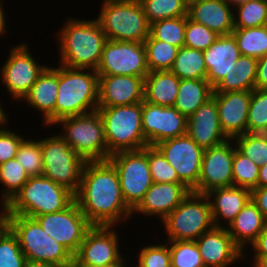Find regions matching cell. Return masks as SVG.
<instances>
[{
    "label": "cell",
    "mask_w": 267,
    "mask_h": 267,
    "mask_svg": "<svg viewBox=\"0 0 267 267\" xmlns=\"http://www.w3.org/2000/svg\"><path fill=\"white\" fill-rule=\"evenodd\" d=\"M74 196L92 226L118 228L121 223L132 222V210L123 200L116 168L108 160L86 161Z\"/></svg>",
    "instance_id": "6da1fadb"
},
{
    "label": "cell",
    "mask_w": 267,
    "mask_h": 267,
    "mask_svg": "<svg viewBox=\"0 0 267 267\" xmlns=\"http://www.w3.org/2000/svg\"><path fill=\"white\" fill-rule=\"evenodd\" d=\"M67 17L54 34L59 51V64L69 68L97 70L107 41L96 19Z\"/></svg>",
    "instance_id": "7a4b0ae2"
},
{
    "label": "cell",
    "mask_w": 267,
    "mask_h": 267,
    "mask_svg": "<svg viewBox=\"0 0 267 267\" xmlns=\"http://www.w3.org/2000/svg\"><path fill=\"white\" fill-rule=\"evenodd\" d=\"M58 65L55 123L65 117L96 111L99 101V76L97 71Z\"/></svg>",
    "instance_id": "3957f363"
},
{
    "label": "cell",
    "mask_w": 267,
    "mask_h": 267,
    "mask_svg": "<svg viewBox=\"0 0 267 267\" xmlns=\"http://www.w3.org/2000/svg\"><path fill=\"white\" fill-rule=\"evenodd\" d=\"M96 18L107 40L144 43L150 27L139 0H101Z\"/></svg>",
    "instance_id": "277c9868"
},
{
    "label": "cell",
    "mask_w": 267,
    "mask_h": 267,
    "mask_svg": "<svg viewBox=\"0 0 267 267\" xmlns=\"http://www.w3.org/2000/svg\"><path fill=\"white\" fill-rule=\"evenodd\" d=\"M75 200L67 188L44 176L29 177L6 205L11 215L36 216L64 210Z\"/></svg>",
    "instance_id": "5b68a950"
},
{
    "label": "cell",
    "mask_w": 267,
    "mask_h": 267,
    "mask_svg": "<svg viewBox=\"0 0 267 267\" xmlns=\"http://www.w3.org/2000/svg\"><path fill=\"white\" fill-rule=\"evenodd\" d=\"M109 157L123 151L143 149L147 145L142 129V102L114 107H98Z\"/></svg>",
    "instance_id": "8992f818"
},
{
    "label": "cell",
    "mask_w": 267,
    "mask_h": 267,
    "mask_svg": "<svg viewBox=\"0 0 267 267\" xmlns=\"http://www.w3.org/2000/svg\"><path fill=\"white\" fill-rule=\"evenodd\" d=\"M52 127L62 128L59 135L85 161L109 159L104 125L98 110L59 119Z\"/></svg>",
    "instance_id": "52a82bcc"
},
{
    "label": "cell",
    "mask_w": 267,
    "mask_h": 267,
    "mask_svg": "<svg viewBox=\"0 0 267 267\" xmlns=\"http://www.w3.org/2000/svg\"><path fill=\"white\" fill-rule=\"evenodd\" d=\"M160 223L166 241H195L215 227L207 195L193 191Z\"/></svg>",
    "instance_id": "ba28073f"
},
{
    "label": "cell",
    "mask_w": 267,
    "mask_h": 267,
    "mask_svg": "<svg viewBox=\"0 0 267 267\" xmlns=\"http://www.w3.org/2000/svg\"><path fill=\"white\" fill-rule=\"evenodd\" d=\"M11 230L16 235L27 260L47 263L56 267L73 265V255L44 232L35 218L11 215Z\"/></svg>",
    "instance_id": "9c48e42d"
},
{
    "label": "cell",
    "mask_w": 267,
    "mask_h": 267,
    "mask_svg": "<svg viewBox=\"0 0 267 267\" xmlns=\"http://www.w3.org/2000/svg\"><path fill=\"white\" fill-rule=\"evenodd\" d=\"M41 138L43 176L71 191L78 192L86 161L71 149L58 132Z\"/></svg>",
    "instance_id": "30bf717a"
},
{
    "label": "cell",
    "mask_w": 267,
    "mask_h": 267,
    "mask_svg": "<svg viewBox=\"0 0 267 267\" xmlns=\"http://www.w3.org/2000/svg\"><path fill=\"white\" fill-rule=\"evenodd\" d=\"M8 58L0 66V81L10 95V101H19L25 97L40 73L47 66L33 56L28 41L10 47ZM36 59V60H35ZM39 62V63H38Z\"/></svg>",
    "instance_id": "8fae6325"
},
{
    "label": "cell",
    "mask_w": 267,
    "mask_h": 267,
    "mask_svg": "<svg viewBox=\"0 0 267 267\" xmlns=\"http://www.w3.org/2000/svg\"><path fill=\"white\" fill-rule=\"evenodd\" d=\"M108 161L116 168L124 202L133 210L153 184L148 163V146L140 150L115 153Z\"/></svg>",
    "instance_id": "7c38bea8"
},
{
    "label": "cell",
    "mask_w": 267,
    "mask_h": 267,
    "mask_svg": "<svg viewBox=\"0 0 267 267\" xmlns=\"http://www.w3.org/2000/svg\"><path fill=\"white\" fill-rule=\"evenodd\" d=\"M115 229L114 226H92L73 256V265L124 266V262L128 263L121 250V235Z\"/></svg>",
    "instance_id": "4fadbf2b"
},
{
    "label": "cell",
    "mask_w": 267,
    "mask_h": 267,
    "mask_svg": "<svg viewBox=\"0 0 267 267\" xmlns=\"http://www.w3.org/2000/svg\"><path fill=\"white\" fill-rule=\"evenodd\" d=\"M96 71L98 75H127L145 79L150 71L144 43L107 40Z\"/></svg>",
    "instance_id": "5bb4252c"
},
{
    "label": "cell",
    "mask_w": 267,
    "mask_h": 267,
    "mask_svg": "<svg viewBox=\"0 0 267 267\" xmlns=\"http://www.w3.org/2000/svg\"><path fill=\"white\" fill-rule=\"evenodd\" d=\"M44 232L64 246L73 256L92 227L74 200L67 208L36 216Z\"/></svg>",
    "instance_id": "9a60e30c"
},
{
    "label": "cell",
    "mask_w": 267,
    "mask_h": 267,
    "mask_svg": "<svg viewBox=\"0 0 267 267\" xmlns=\"http://www.w3.org/2000/svg\"><path fill=\"white\" fill-rule=\"evenodd\" d=\"M155 147L176 170L178 179L192 191L198 185L204 150L187 134L162 141Z\"/></svg>",
    "instance_id": "2e32d148"
},
{
    "label": "cell",
    "mask_w": 267,
    "mask_h": 267,
    "mask_svg": "<svg viewBox=\"0 0 267 267\" xmlns=\"http://www.w3.org/2000/svg\"><path fill=\"white\" fill-rule=\"evenodd\" d=\"M233 157V139H228L219 145L205 149L198 185L192 191L206 194L215 188L233 186Z\"/></svg>",
    "instance_id": "e0dca14e"
},
{
    "label": "cell",
    "mask_w": 267,
    "mask_h": 267,
    "mask_svg": "<svg viewBox=\"0 0 267 267\" xmlns=\"http://www.w3.org/2000/svg\"><path fill=\"white\" fill-rule=\"evenodd\" d=\"M188 118L174 106L142 102V129L147 145L156 144L187 133Z\"/></svg>",
    "instance_id": "ac0fdd59"
},
{
    "label": "cell",
    "mask_w": 267,
    "mask_h": 267,
    "mask_svg": "<svg viewBox=\"0 0 267 267\" xmlns=\"http://www.w3.org/2000/svg\"><path fill=\"white\" fill-rule=\"evenodd\" d=\"M205 267H233L244 261V252L234 243L227 228L214 227L195 240ZM239 261V262H238Z\"/></svg>",
    "instance_id": "d6986e66"
},
{
    "label": "cell",
    "mask_w": 267,
    "mask_h": 267,
    "mask_svg": "<svg viewBox=\"0 0 267 267\" xmlns=\"http://www.w3.org/2000/svg\"><path fill=\"white\" fill-rule=\"evenodd\" d=\"M183 183H155L144 194L140 203L132 210L134 215L139 214L147 219L155 217L160 222L166 218L190 193Z\"/></svg>",
    "instance_id": "ffe728a7"
},
{
    "label": "cell",
    "mask_w": 267,
    "mask_h": 267,
    "mask_svg": "<svg viewBox=\"0 0 267 267\" xmlns=\"http://www.w3.org/2000/svg\"><path fill=\"white\" fill-rule=\"evenodd\" d=\"M213 96L224 134L229 139L246 134L251 91L213 92Z\"/></svg>",
    "instance_id": "44dd1931"
},
{
    "label": "cell",
    "mask_w": 267,
    "mask_h": 267,
    "mask_svg": "<svg viewBox=\"0 0 267 267\" xmlns=\"http://www.w3.org/2000/svg\"><path fill=\"white\" fill-rule=\"evenodd\" d=\"M58 96V66L47 65L29 92L21 100L27 108L40 112L42 127L50 129L55 123V105Z\"/></svg>",
    "instance_id": "7402d4cb"
},
{
    "label": "cell",
    "mask_w": 267,
    "mask_h": 267,
    "mask_svg": "<svg viewBox=\"0 0 267 267\" xmlns=\"http://www.w3.org/2000/svg\"><path fill=\"white\" fill-rule=\"evenodd\" d=\"M98 107L131 105L144 101V78L127 75H98Z\"/></svg>",
    "instance_id": "603a6c76"
},
{
    "label": "cell",
    "mask_w": 267,
    "mask_h": 267,
    "mask_svg": "<svg viewBox=\"0 0 267 267\" xmlns=\"http://www.w3.org/2000/svg\"><path fill=\"white\" fill-rule=\"evenodd\" d=\"M186 134L203 150L229 139L220 126L216 98L213 95L188 117Z\"/></svg>",
    "instance_id": "cb8c5ba5"
},
{
    "label": "cell",
    "mask_w": 267,
    "mask_h": 267,
    "mask_svg": "<svg viewBox=\"0 0 267 267\" xmlns=\"http://www.w3.org/2000/svg\"><path fill=\"white\" fill-rule=\"evenodd\" d=\"M241 56L232 34L220 35L209 48L203 51L206 79L214 88Z\"/></svg>",
    "instance_id": "d4e9b609"
},
{
    "label": "cell",
    "mask_w": 267,
    "mask_h": 267,
    "mask_svg": "<svg viewBox=\"0 0 267 267\" xmlns=\"http://www.w3.org/2000/svg\"><path fill=\"white\" fill-rule=\"evenodd\" d=\"M206 195L210 200L214 226L227 228L251 199V190L231 186L212 189Z\"/></svg>",
    "instance_id": "484cf974"
},
{
    "label": "cell",
    "mask_w": 267,
    "mask_h": 267,
    "mask_svg": "<svg viewBox=\"0 0 267 267\" xmlns=\"http://www.w3.org/2000/svg\"><path fill=\"white\" fill-rule=\"evenodd\" d=\"M187 16L219 36L234 30V8L226 0H201L188 8Z\"/></svg>",
    "instance_id": "4316f807"
},
{
    "label": "cell",
    "mask_w": 267,
    "mask_h": 267,
    "mask_svg": "<svg viewBox=\"0 0 267 267\" xmlns=\"http://www.w3.org/2000/svg\"><path fill=\"white\" fill-rule=\"evenodd\" d=\"M267 224L256 204L250 199L227 227L234 243L243 251L257 239Z\"/></svg>",
    "instance_id": "83f0119b"
},
{
    "label": "cell",
    "mask_w": 267,
    "mask_h": 267,
    "mask_svg": "<svg viewBox=\"0 0 267 267\" xmlns=\"http://www.w3.org/2000/svg\"><path fill=\"white\" fill-rule=\"evenodd\" d=\"M180 78L170 70L149 72L144 79V101L160 106H174Z\"/></svg>",
    "instance_id": "f1b7e54d"
},
{
    "label": "cell",
    "mask_w": 267,
    "mask_h": 267,
    "mask_svg": "<svg viewBox=\"0 0 267 267\" xmlns=\"http://www.w3.org/2000/svg\"><path fill=\"white\" fill-rule=\"evenodd\" d=\"M256 67L257 58L241 55L213 92L252 91L255 89Z\"/></svg>",
    "instance_id": "f546056e"
},
{
    "label": "cell",
    "mask_w": 267,
    "mask_h": 267,
    "mask_svg": "<svg viewBox=\"0 0 267 267\" xmlns=\"http://www.w3.org/2000/svg\"><path fill=\"white\" fill-rule=\"evenodd\" d=\"M213 95L207 79H180L174 107L187 118Z\"/></svg>",
    "instance_id": "4dcf8cb0"
},
{
    "label": "cell",
    "mask_w": 267,
    "mask_h": 267,
    "mask_svg": "<svg viewBox=\"0 0 267 267\" xmlns=\"http://www.w3.org/2000/svg\"><path fill=\"white\" fill-rule=\"evenodd\" d=\"M28 180L29 175L16 158L0 164V205L6 206Z\"/></svg>",
    "instance_id": "1f68e13d"
},
{
    "label": "cell",
    "mask_w": 267,
    "mask_h": 267,
    "mask_svg": "<svg viewBox=\"0 0 267 267\" xmlns=\"http://www.w3.org/2000/svg\"><path fill=\"white\" fill-rule=\"evenodd\" d=\"M170 71L180 79H206L207 69L203 51L186 46L179 48Z\"/></svg>",
    "instance_id": "d6a6232c"
},
{
    "label": "cell",
    "mask_w": 267,
    "mask_h": 267,
    "mask_svg": "<svg viewBox=\"0 0 267 267\" xmlns=\"http://www.w3.org/2000/svg\"><path fill=\"white\" fill-rule=\"evenodd\" d=\"M241 55L261 58L267 54V25L252 28H234L231 33Z\"/></svg>",
    "instance_id": "836d02e7"
},
{
    "label": "cell",
    "mask_w": 267,
    "mask_h": 267,
    "mask_svg": "<svg viewBox=\"0 0 267 267\" xmlns=\"http://www.w3.org/2000/svg\"><path fill=\"white\" fill-rule=\"evenodd\" d=\"M147 65L150 72L171 70L179 48L151 35L144 41Z\"/></svg>",
    "instance_id": "e575fe53"
},
{
    "label": "cell",
    "mask_w": 267,
    "mask_h": 267,
    "mask_svg": "<svg viewBox=\"0 0 267 267\" xmlns=\"http://www.w3.org/2000/svg\"><path fill=\"white\" fill-rule=\"evenodd\" d=\"M267 25V0H247L234 7V28Z\"/></svg>",
    "instance_id": "d590c367"
},
{
    "label": "cell",
    "mask_w": 267,
    "mask_h": 267,
    "mask_svg": "<svg viewBox=\"0 0 267 267\" xmlns=\"http://www.w3.org/2000/svg\"><path fill=\"white\" fill-rule=\"evenodd\" d=\"M186 20L187 16H181L153 22L150 35L156 40L181 48L185 42Z\"/></svg>",
    "instance_id": "8d00e7d4"
},
{
    "label": "cell",
    "mask_w": 267,
    "mask_h": 267,
    "mask_svg": "<svg viewBox=\"0 0 267 267\" xmlns=\"http://www.w3.org/2000/svg\"><path fill=\"white\" fill-rule=\"evenodd\" d=\"M29 137L27 135L21 142L15 158L21 163L29 177L43 176L41 138Z\"/></svg>",
    "instance_id": "74e56055"
},
{
    "label": "cell",
    "mask_w": 267,
    "mask_h": 267,
    "mask_svg": "<svg viewBox=\"0 0 267 267\" xmlns=\"http://www.w3.org/2000/svg\"><path fill=\"white\" fill-rule=\"evenodd\" d=\"M149 23L187 16L188 8L182 0H139Z\"/></svg>",
    "instance_id": "f35d334b"
},
{
    "label": "cell",
    "mask_w": 267,
    "mask_h": 267,
    "mask_svg": "<svg viewBox=\"0 0 267 267\" xmlns=\"http://www.w3.org/2000/svg\"><path fill=\"white\" fill-rule=\"evenodd\" d=\"M236 148L257 166L267 163V134L246 133L233 138Z\"/></svg>",
    "instance_id": "ab89813d"
},
{
    "label": "cell",
    "mask_w": 267,
    "mask_h": 267,
    "mask_svg": "<svg viewBox=\"0 0 267 267\" xmlns=\"http://www.w3.org/2000/svg\"><path fill=\"white\" fill-rule=\"evenodd\" d=\"M259 167L251 159L243 155L235 146L233 157V186L252 190L257 188Z\"/></svg>",
    "instance_id": "60d3db41"
},
{
    "label": "cell",
    "mask_w": 267,
    "mask_h": 267,
    "mask_svg": "<svg viewBox=\"0 0 267 267\" xmlns=\"http://www.w3.org/2000/svg\"><path fill=\"white\" fill-rule=\"evenodd\" d=\"M247 133L267 134V89H253L249 104Z\"/></svg>",
    "instance_id": "b9f144b4"
},
{
    "label": "cell",
    "mask_w": 267,
    "mask_h": 267,
    "mask_svg": "<svg viewBox=\"0 0 267 267\" xmlns=\"http://www.w3.org/2000/svg\"><path fill=\"white\" fill-rule=\"evenodd\" d=\"M170 250L171 267H205L195 241H166Z\"/></svg>",
    "instance_id": "7bdbcfd3"
},
{
    "label": "cell",
    "mask_w": 267,
    "mask_h": 267,
    "mask_svg": "<svg viewBox=\"0 0 267 267\" xmlns=\"http://www.w3.org/2000/svg\"><path fill=\"white\" fill-rule=\"evenodd\" d=\"M153 242L149 245L145 244L138 250L136 262L133 261V263H136L138 267H171L168 243L166 241H163L164 244Z\"/></svg>",
    "instance_id": "ee69618b"
},
{
    "label": "cell",
    "mask_w": 267,
    "mask_h": 267,
    "mask_svg": "<svg viewBox=\"0 0 267 267\" xmlns=\"http://www.w3.org/2000/svg\"><path fill=\"white\" fill-rule=\"evenodd\" d=\"M148 163L153 182L182 183L178 179L176 170L155 146L148 145Z\"/></svg>",
    "instance_id": "f6af8a7d"
},
{
    "label": "cell",
    "mask_w": 267,
    "mask_h": 267,
    "mask_svg": "<svg viewBox=\"0 0 267 267\" xmlns=\"http://www.w3.org/2000/svg\"><path fill=\"white\" fill-rule=\"evenodd\" d=\"M8 115L0 121V164L15 159L21 142L26 138L25 134L17 133V130L13 131L8 128L11 118Z\"/></svg>",
    "instance_id": "bcb514c9"
},
{
    "label": "cell",
    "mask_w": 267,
    "mask_h": 267,
    "mask_svg": "<svg viewBox=\"0 0 267 267\" xmlns=\"http://www.w3.org/2000/svg\"><path fill=\"white\" fill-rule=\"evenodd\" d=\"M26 261L18 239L10 229L0 240V267H24Z\"/></svg>",
    "instance_id": "7dc6e473"
},
{
    "label": "cell",
    "mask_w": 267,
    "mask_h": 267,
    "mask_svg": "<svg viewBox=\"0 0 267 267\" xmlns=\"http://www.w3.org/2000/svg\"><path fill=\"white\" fill-rule=\"evenodd\" d=\"M218 36L214 31L194 22L187 16L184 46L204 51L214 43Z\"/></svg>",
    "instance_id": "c3c4849f"
},
{
    "label": "cell",
    "mask_w": 267,
    "mask_h": 267,
    "mask_svg": "<svg viewBox=\"0 0 267 267\" xmlns=\"http://www.w3.org/2000/svg\"><path fill=\"white\" fill-rule=\"evenodd\" d=\"M249 248V252L251 253H248V251L244 252V262L246 261L245 259H248L246 256L248 257L249 255V258H251L249 264L253 267L263 256H267V224Z\"/></svg>",
    "instance_id": "681fc988"
},
{
    "label": "cell",
    "mask_w": 267,
    "mask_h": 267,
    "mask_svg": "<svg viewBox=\"0 0 267 267\" xmlns=\"http://www.w3.org/2000/svg\"><path fill=\"white\" fill-rule=\"evenodd\" d=\"M256 89H267V54L257 59Z\"/></svg>",
    "instance_id": "f907efd6"
},
{
    "label": "cell",
    "mask_w": 267,
    "mask_h": 267,
    "mask_svg": "<svg viewBox=\"0 0 267 267\" xmlns=\"http://www.w3.org/2000/svg\"><path fill=\"white\" fill-rule=\"evenodd\" d=\"M251 200L256 204L262 215L267 219V187L251 190Z\"/></svg>",
    "instance_id": "816d5d0a"
},
{
    "label": "cell",
    "mask_w": 267,
    "mask_h": 267,
    "mask_svg": "<svg viewBox=\"0 0 267 267\" xmlns=\"http://www.w3.org/2000/svg\"><path fill=\"white\" fill-rule=\"evenodd\" d=\"M11 229V214L6 206L0 205V240Z\"/></svg>",
    "instance_id": "f5cc1de1"
},
{
    "label": "cell",
    "mask_w": 267,
    "mask_h": 267,
    "mask_svg": "<svg viewBox=\"0 0 267 267\" xmlns=\"http://www.w3.org/2000/svg\"><path fill=\"white\" fill-rule=\"evenodd\" d=\"M4 6V2L2 0H0V37L3 38V35L5 37V35H9V30L7 31V16H6V10L3 7ZM8 32V34H7Z\"/></svg>",
    "instance_id": "db71d44e"
},
{
    "label": "cell",
    "mask_w": 267,
    "mask_h": 267,
    "mask_svg": "<svg viewBox=\"0 0 267 267\" xmlns=\"http://www.w3.org/2000/svg\"><path fill=\"white\" fill-rule=\"evenodd\" d=\"M257 187H267V163L259 167Z\"/></svg>",
    "instance_id": "11a10c76"
},
{
    "label": "cell",
    "mask_w": 267,
    "mask_h": 267,
    "mask_svg": "<svg viewBox=\"0 0 267 267\" xmlns=\"http://www.w3.org/2000/svg\"><path fill=\"white\" fill-rule=\"evenodd\" d=\"M24 267H56L51 264L27 260Z\"/></svg>",
    "instance_id": "9f6ffc18"
},
{
    "label": "cell",
    "mask_w": 267,
    "mask_h": 267,
    "mask_svg": "<svg viewBox=\"0 0 267 267\" xmlns=\"http://www.w3.org/2000/svg\"><path fill=\"white\" fill-rule=\"evenodd\" d=\"M253 267H267V256H263Z\"/></svg>",
    "instance_id": "6f0895ef"
},
{
    "label": "cell",
    "mask_w": 267,
    "mask_h": 267,
    "mask_svg": "<svg viewBox=\"0 0 267 267\" xmlns=\"http://www.w3.org/2000/svg\"><path fill=\"white\" fill-rule=\"evenodd\" d=\"M3 104L4 103H2V101L0 99V121L8 114V111H6L7 109H5Z\"/></svg>",
    "instance_id": "680465c9"
},
{
    "label": "cell",
    "mask_w": 267,
    "mask_h": 267,
    "mask_svg": "<svg viewBox=\"0 0 267 267\" xmlns=\"http://www.w3.org/2000/svg\"><path fill=\"white\" fill-rule=\"evenodd\" d=\"M233 8L247 0H226Z\"/></svg>",
    "instance_id": "91938a15"
},
{
    "label": "cell",
    "mask_w": 267,
    "mask_h": 267,
    "mask_svg": "<svg viewBox=\"0 0 267 267\" xmlns=\"http://www.w3.org/2000/svg\"><path fill=\"white\" fill-rule=\"evenodd\" d=\"M201 0H182V2L184 3V5L189 8L190 6H192L195 3L200 2Z\"/></svg>",
    "instance_id": "94428289"
},
{
    "label": "cell",
    "mask_w": 267,
    "mask_h": 267,
    "mask_svg": "<svg viewBox=\"0 0 267 267\" xmlns=\"http://www.w3.org/2000/svg\"><path fill=\"white\" fill-rule=\"evenodd\" d=\"M74 267H123V266H89V265H73Z\"/></svg>",
    "instance_id": "6125c7cd"
},
{
    "label": "cell",
    "mask_w": 267,
    "mask_h": 267,
    "mask_svg": "<svg viewBox=\"0 0 267 267\" xmlns=\"http://www.w3.org/2000/svg\"><path fill=\"white\" fill-rule=\"evenodd\" d=\"M131 264H132V266H131ZM130 266H131V267H138V266H137V265H135V264L133 265V263H132V262H131V263H130V265H128V266H127V265L124 263V266H123V267H130Z\"/></svg>",
    "instance_id": "be15d7a7"
}]
</instances>
